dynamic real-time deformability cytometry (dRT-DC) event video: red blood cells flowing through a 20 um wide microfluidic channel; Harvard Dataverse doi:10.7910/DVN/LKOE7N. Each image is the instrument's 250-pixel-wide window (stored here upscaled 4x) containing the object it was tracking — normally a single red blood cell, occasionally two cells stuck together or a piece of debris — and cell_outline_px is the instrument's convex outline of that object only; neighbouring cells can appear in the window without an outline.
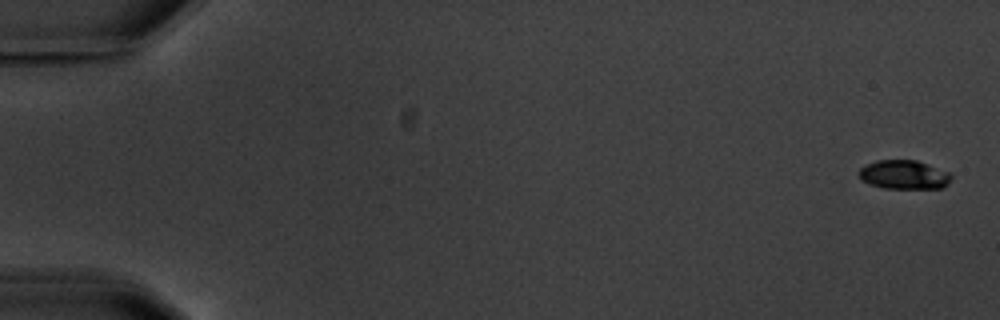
{"species": "common noctule bat (a hibernating species)", "species_latin": "Nyctalus noctula", "temperature_condition": "warm", "stored_images_in_passage": 6, "camera_frame_rate_fps": 3000, "um_per_image_px": 0.085, "animal": {"sex": "male", "body_mass_g": 20.1, "forearm_length_mm": 53.5}, "frame": {"image": 1, "passage_image": 1, "time_ms": 0.0, "image_size_px": [1000, 320], "cell_outline_px": [[952, 176], [948, 184], [944, 188], [884, 188], [872, 184], [864, 180], [860, 176], [860, 168], [876, 160], [916, 160], [948, 172]], "centroid_in_image_um": [76.88, 14.85], "position_along_channel_um": 8.1, "area_um2": 15.26}}
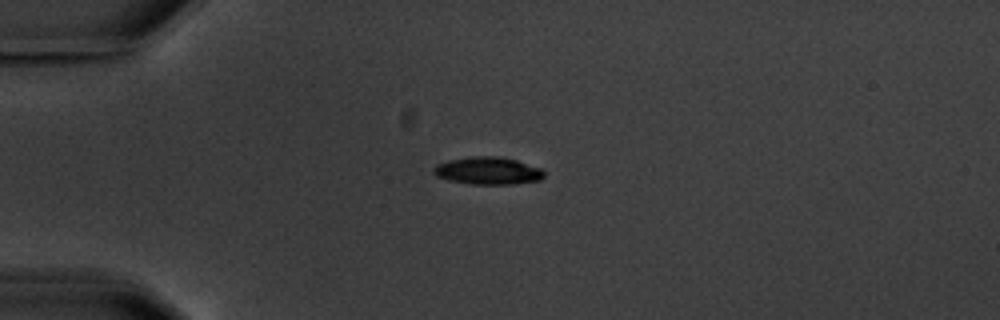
{"frame": {"image": 2, "passage_image": 5, "time_ms": 4.667, "image_size_px": [1000, 320], "cell_outline_px": [[544, 176], [540, 180], [512, 184], [468, 184], [448, 180], [436, 176], [432, 172], [432, 168], [436, 164], [448, 160], [472, 156], [500, 156], [516, 160], [540, 168], [544, 172]], "centroid_in_image_um": [41.43, 14.51], "position_along_channel_um": 43.6, "area_um2": 17.8}}